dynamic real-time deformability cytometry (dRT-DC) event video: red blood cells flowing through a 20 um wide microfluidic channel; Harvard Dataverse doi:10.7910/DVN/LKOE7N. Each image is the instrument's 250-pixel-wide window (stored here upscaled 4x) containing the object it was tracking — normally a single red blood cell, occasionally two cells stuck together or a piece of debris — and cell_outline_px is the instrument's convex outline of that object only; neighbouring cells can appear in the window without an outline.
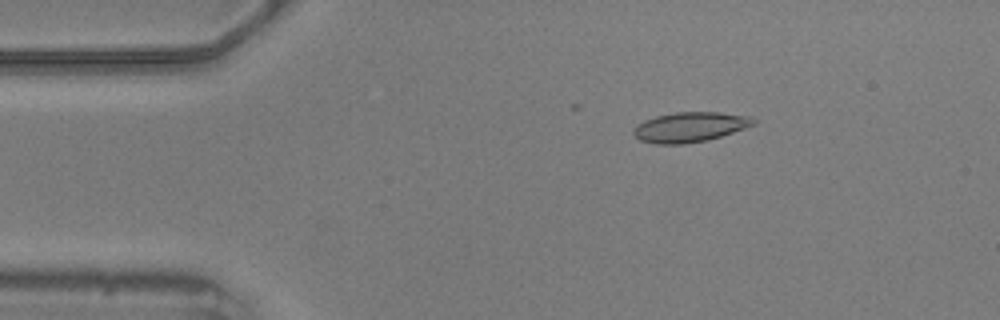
{"species": "common noctule bat (a hibernating species)", "species_latin": "Nyctalus noctula", "temperature_condition": "warm", "stored_images_in_passage": 11, "camera_frame_rate_fps": 3000, "um_per_image_px": 0.085, "animal": {"sex": "male", "body_mass_g": 20.5, "forearm_length_mm": 52.5}, "frame": {"image": 1, "passage_image": 5, "time_ms": 1.333, "image_size_px": [1000, 320], "cell_outline_px": [[756, 124], [708, 140], [684, 144], [656, 144], [640, 140], [632, 132], [636, 124], [644, 120], [656, 116], [676, 112], [720, 112], [752, 116], [756, 120]], "centroid_in_image_um": [58.65, 10.79], "position_along_channel_um": 26.4, "area_um2": 20.98}}